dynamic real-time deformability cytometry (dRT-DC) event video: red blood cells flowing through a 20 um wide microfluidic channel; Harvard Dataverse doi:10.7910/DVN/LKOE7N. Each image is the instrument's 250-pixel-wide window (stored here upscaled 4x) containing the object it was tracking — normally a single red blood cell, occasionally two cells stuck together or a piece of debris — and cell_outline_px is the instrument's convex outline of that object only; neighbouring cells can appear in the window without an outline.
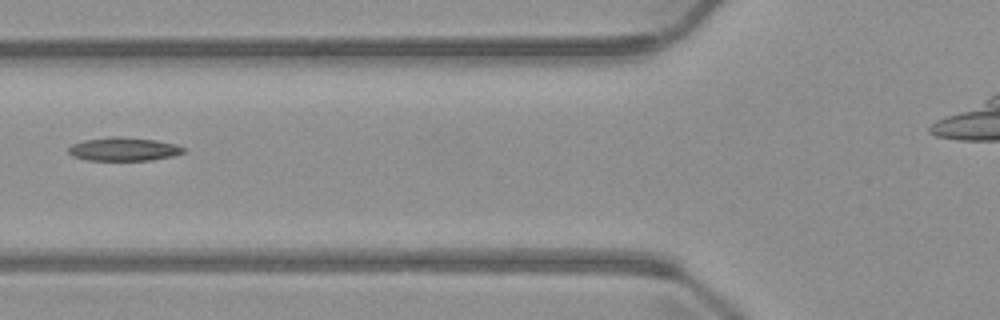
{"species": "common noctule bat (a hibernating species)", "species_latin": "Nyctalus noctula", "temperature_condition": "warm", "stored_images_in_passage": 4, "camera_frame_rate_fps": 3000, "um_per_image_px": 0.085, "animal": {"sex": "male", "body_mass_g": 23.1, "forearm_length_mm": 52.7}, "frame": {"image": 1, "passage_image": 4, "time_ms": 3.667, "image_size_px": [1000, 320], "cell_outline_px": [[188, 148], [184, 152], [172, 156], [152, 160], [88, 160], [72, 156], [68, 152], [68, 148], [72, 144], [84, 140], [112, 136], [120, 136], [156, 140], [176, 144]], "centroid_in_image_um": [10.53, 12.67], "position_along_channel_um": 115.3, "area_um2": 15.84}}